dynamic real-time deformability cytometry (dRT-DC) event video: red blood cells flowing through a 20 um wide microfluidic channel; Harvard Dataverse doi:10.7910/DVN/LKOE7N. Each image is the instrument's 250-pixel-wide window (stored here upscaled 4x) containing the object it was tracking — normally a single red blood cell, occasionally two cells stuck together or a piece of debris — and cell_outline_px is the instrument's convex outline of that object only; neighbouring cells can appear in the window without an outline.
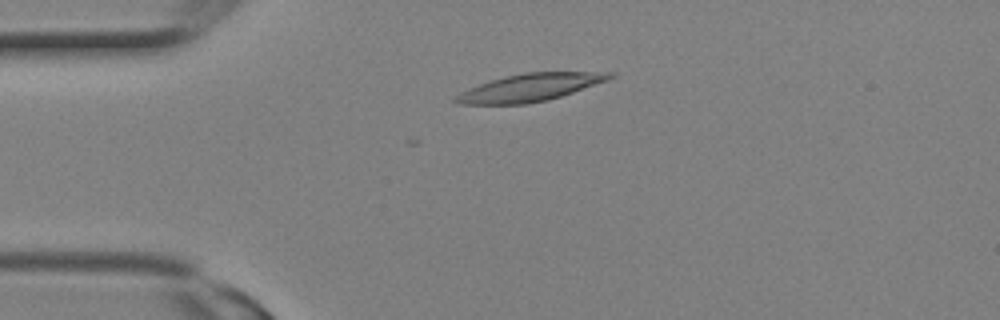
{"species": "Egyptian fruit bat (a non-hibernating species)", "species_latin": "Rousettus aegyptiacus", "temperature_condition": "room temperature", "stored_images_in_passage": 2, "camera_frame_rate_fps": 3000, "um_per_image_px": 0.085, "animal": {"sex": "female"}, "frame": {"image": 1, "passage_image": 2, "time_ms": 0.333, "image_size_px": [1000, 320], "cell_outline_px": [[616, 76], [608, 80], [548, 100], [524, 104], [456, 104], [452, 100], [460, 92], [468, 88], [504, 76], [524, 72], [616, 72]], "centroid_in_image_um": [45.04, 7.43], "position_along_channel_um": 40.0, "area_um2": 24.62}}